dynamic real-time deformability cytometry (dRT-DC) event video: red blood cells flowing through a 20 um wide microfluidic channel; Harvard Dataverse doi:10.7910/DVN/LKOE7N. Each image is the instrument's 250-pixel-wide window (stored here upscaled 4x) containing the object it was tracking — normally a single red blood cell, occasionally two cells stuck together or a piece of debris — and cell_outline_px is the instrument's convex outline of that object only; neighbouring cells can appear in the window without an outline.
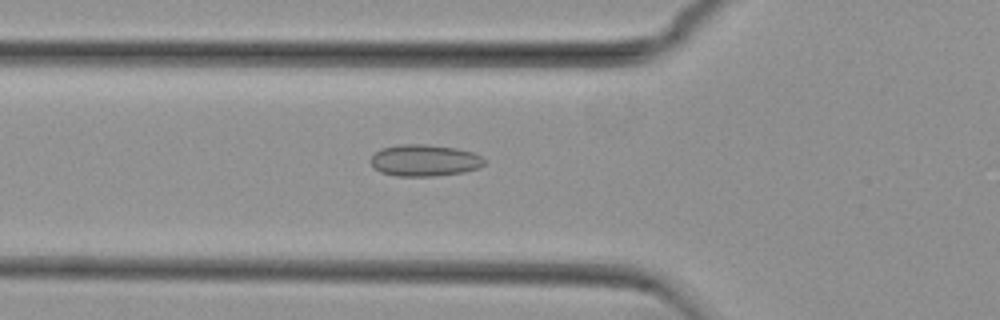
{"species": "common noctule bat (a hibernating species)", "species_latin": "Nyctalus noctula", "temperature_condition": "cold", "stored_images_in_passage": 54, "camera_frame_rate_fps": 3000, "um_per_image_px": 0.085, "animal": {"sex": "female", "body_mass_g": 29.2, "forearm_length_mm": 56.3}, "frame": {"image": 1, "passage_image": 19, "time_ms": 6.0, "image_size_px": [1000, 320], "cell_outline_px": [[484, 164], [480, 168], [464, 172], [436, 176], [396, 176], [380, 172], [372, 164], [372, 156], [380, 148], [400, 144], [424, 144], [456, 148], [472, 152], [480, 156], [484, 160]], "centroid_in_image_um": [36.09, 13.63], "position_along_channel_um": 89.7, "area_um2": 20.92}}
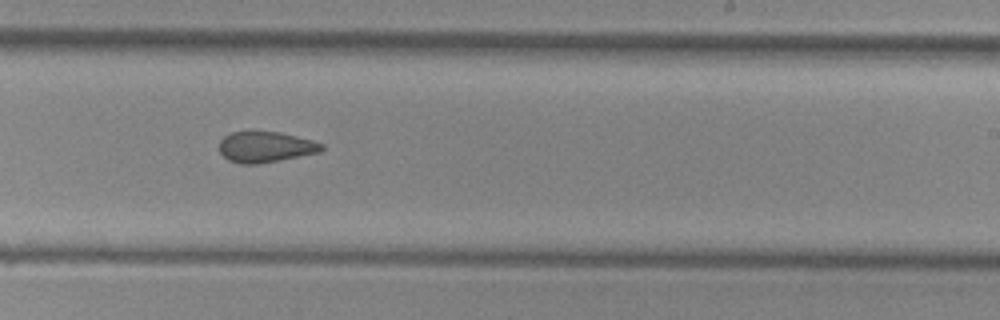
{"frame": {"image": 2, "passage_image": 33, "time_ms": 10.667, "image_size_px": [1000, 320], "cell_outline_px": [[324, 148], [320, 152], [280, 160], [256, 164], [240, 164], [228, 160], [220, 152], [220, 140], [224, 136], [232, 132], [280, 132], [312, 140], [324, 144]], "centroid_in_image_um": [22.58, 12.5], "position_along_channel_um": 266.4, "area_um2": 18.26}}
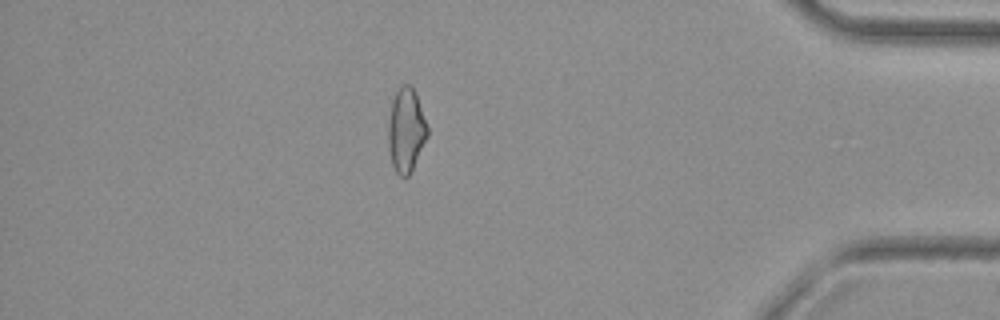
{"frame": {"image": 3, "passage_image": 47, "time_ms": 15.333, "image_size_px": [1000, 320], "cell_outline_px": [[428, 136], [412, 172], [408, 176], [400, 176], [396, 172], [392, 164], [388, 148], [388, 124], [392, 100], [400, 84], [408, 84], [416, 92], [428, 128]], "centroid_in_image_um": [34.52, 11.07], "position_along_channel_um": 400.7, "area_um2": 19.36}, "authors_computed_cell_mechanics": {"area_um2": 19.8254, "velocity_mm_per_s": 3.779, "shape_relaxation_time_tau1_ms": null, "shape_relaxation_time_tau2_ms": 2.348, "deformation_change_tau1": null, "deformation_change_tau2": 0.0874}}